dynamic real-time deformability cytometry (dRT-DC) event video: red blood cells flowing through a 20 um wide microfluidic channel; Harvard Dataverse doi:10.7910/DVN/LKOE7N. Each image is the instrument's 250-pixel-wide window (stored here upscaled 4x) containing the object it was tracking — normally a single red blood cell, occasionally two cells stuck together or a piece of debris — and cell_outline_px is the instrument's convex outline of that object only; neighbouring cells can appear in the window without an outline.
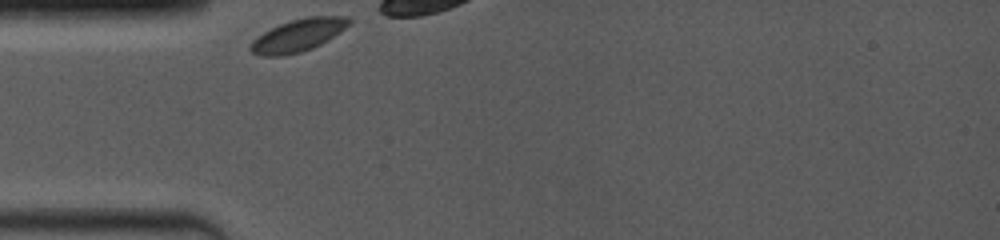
{"species": "common noctule bat (a hibernating species)", "species_latin": "Nyctalus noctula", "temperature_condition": "room temperature", "stored_images_in_passage": 5, "camera_frame_rate_fps": 4000, "um_per_image_px": 0.085, "animal": {"sex": "female", "body_mass_g": 19.0, "forearm_length_mm": 53.3}, "frame": {"image": 1, "passage_image": 1, "time_ms": 0.0, "image_size_px": [1000, 240], "cell_outline_px": [[352, 24], [328, 40], [312, 48], [300, 52], [284, 56], [264, 56], [252, 52], [248, 48], [252, 40], [256, 36], [280, 24], [292, 20], [308, 16], [348, 16], [352, 20]], "centroid_in_image_um": [25.36, 2.99], "position_along_channel_um": 59.6, "area_um2": 18.73}}